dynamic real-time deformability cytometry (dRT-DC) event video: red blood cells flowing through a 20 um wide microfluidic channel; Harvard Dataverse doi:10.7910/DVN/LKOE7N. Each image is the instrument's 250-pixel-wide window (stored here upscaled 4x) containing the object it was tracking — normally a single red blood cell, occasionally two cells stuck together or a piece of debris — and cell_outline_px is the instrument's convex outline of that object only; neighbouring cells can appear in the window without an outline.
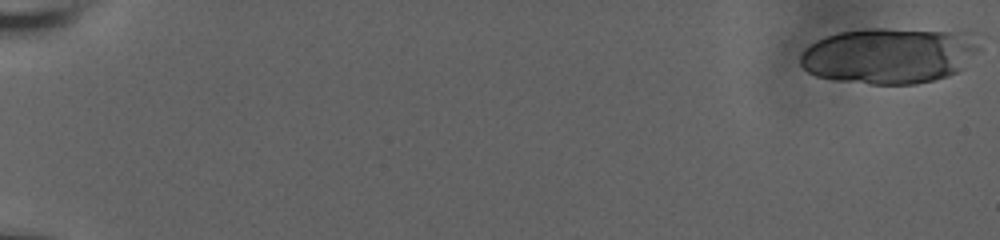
{"species": "human", "species_latin": "Homo sapiens", "temperature_condition": "room temperature", "stored_images_in_passage": 25, "camera_frame_rate_fps": 3000, "um_per_image_px": 0.085, "donor": {"sex": "male"}, "frame": {"image": 1, "passage_image": 1, "time_ms": 0.0, "image_size_px": [1000, 240], "cell_outline_px": [[980, 48], [956, 72], [948, 76], [916, 84], [872, 84], [836, 80], [816, 76], [808, 72], [800, 64], [800, 56], [816, 40], [840, 32], [868, 28], [884, 28], [968, 32]], "centroid_in_image_um": [75.56, 4.72], "position_along_channel_um": 9.4, "area_um2": 57.92}}
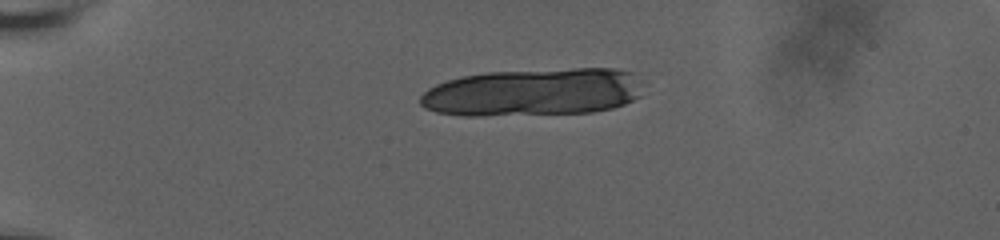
{"frame": {"image": 2, "passage_image": 16, "time_ms": 5.0, "image_size_px": [1000, 240], "cell_outline_px": [[640, 96], [624, 104], [612, 108], [592, 112], [480, 116], [460, 116], [436, 112], [424, 108], [420, 104], [420, 96], [428, 88], [436, 84], [460, 76], [488, 72], [576, 68], [616, 68], [632, 72]], "centroid_in_image_um": [45.23, 7.84], "position_along_channel_um": 39.8, "area_um2": 61.79}}